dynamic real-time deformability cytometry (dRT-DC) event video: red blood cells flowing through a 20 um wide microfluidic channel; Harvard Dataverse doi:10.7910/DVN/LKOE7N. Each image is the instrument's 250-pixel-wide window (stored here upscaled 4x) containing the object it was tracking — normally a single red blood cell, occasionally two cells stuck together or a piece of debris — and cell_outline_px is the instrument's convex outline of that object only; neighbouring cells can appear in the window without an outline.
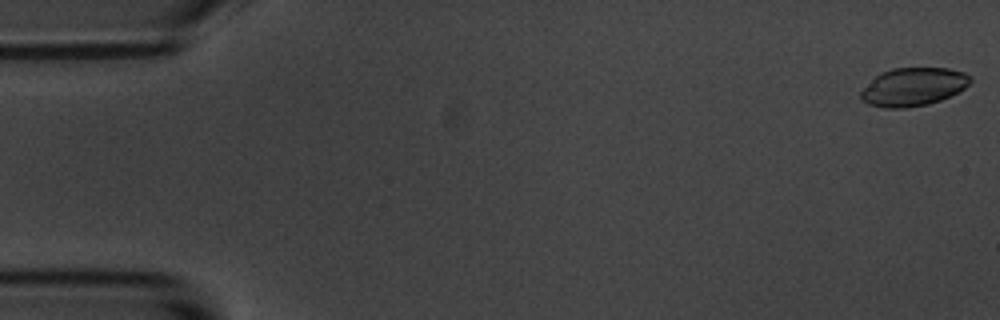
{"species": "common noctule bat (a hibernating species)", "species_latin": "Nyctalus noctula", "temperature_condition": "room temperature", "stored_images_in_passage": 5, "camera_frame_rate_fps": 3000, "um_per_image_px": 0.085, "animal": {"sex": "male", "body_mass_g": 20.1, "forearm_length_mm": 53.5}, "frame": {"image": 1, "passage_image": 1, "time_ms": 0.0, "image_size_px": [1000, 320], "cell_outline_px": [[972, 80], [960, 92], [940, 100], [928, 104], [904, 108], [884, 108], [868, 104], [860, 100], [860, 92], [880, 72], [892, 68], [948, 68], [964, 72], [972, 76]], "centroid_in_image_um": [77.63, 7.38], "position_along_channel_um": 7.4, "area_um2": 24.51}}
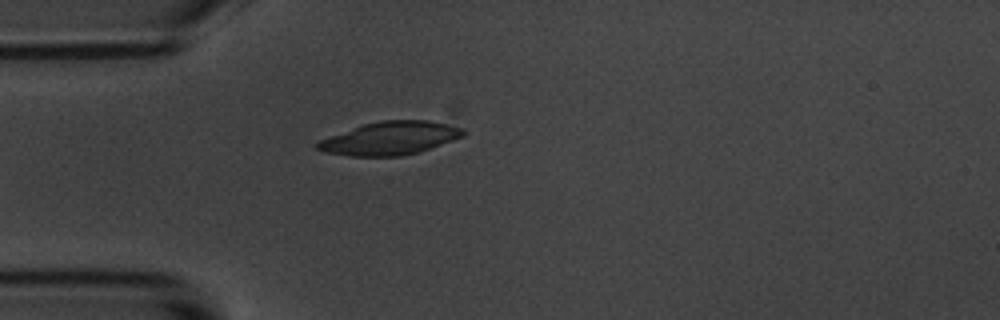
{"frame": {"image": 2, "passage_image": 5, "time_ms": 5.0, "image_size_px": [1000, 320], "cell_outline_px": [[464, 136], [416, 152], [400, 156], [352, 156], [324, 152], [316, 148], [316, 144], [320, 140], [364, 124], [380, 120], [428, 120], [460, 128], [464, 132]], "centroid_in_image_um": [33.12, 11.75], "position_along_channel_um": 51.9, "area_um2": 27.46}}